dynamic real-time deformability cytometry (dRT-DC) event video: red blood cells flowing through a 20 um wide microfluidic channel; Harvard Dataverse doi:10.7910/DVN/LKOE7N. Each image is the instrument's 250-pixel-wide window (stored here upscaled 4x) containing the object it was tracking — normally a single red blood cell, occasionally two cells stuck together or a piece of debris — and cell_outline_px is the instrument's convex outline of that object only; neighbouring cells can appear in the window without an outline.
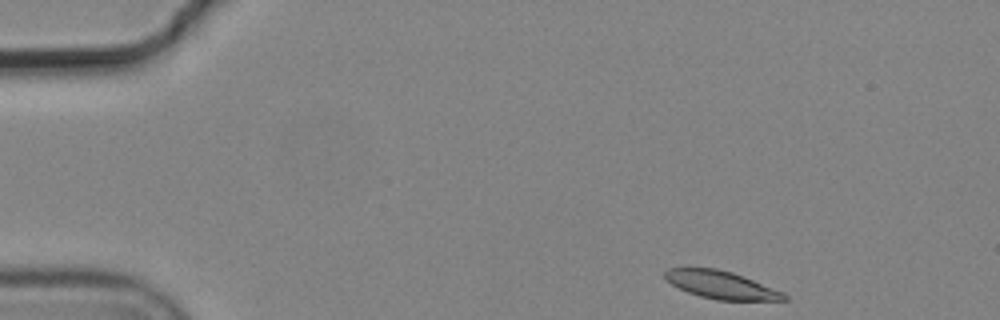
{"species": "common noctule bat (a hibernating species)", "species_latin": "Nyctalus noctula", "temperature_condition": "cold", "stored_images_in_passage": 6, "camera_frame_rate_fps": 3000, "um_per_image_px": 0.085, "animal": {"sex": "male", "body_mass_g": 19.2, "forearm_length_mm": 51.8}, "frame": {"image": 1, "passage_image": 1, "time_ms": 0.0, "image_size_px": [1000, 320], "cell_outline_px": [[788, 300], [716, 300], [700, 296], [688, 292], [672, 284], [664, 276], [664, 272], [668, 268], [716, 268], [732, 272], [744, 276], [784, 292], [788, 296]], "centroid_in_image_um": [61.33, 24.21], "position_along_channel_um": 23.7, "area_um2": 19.19}}
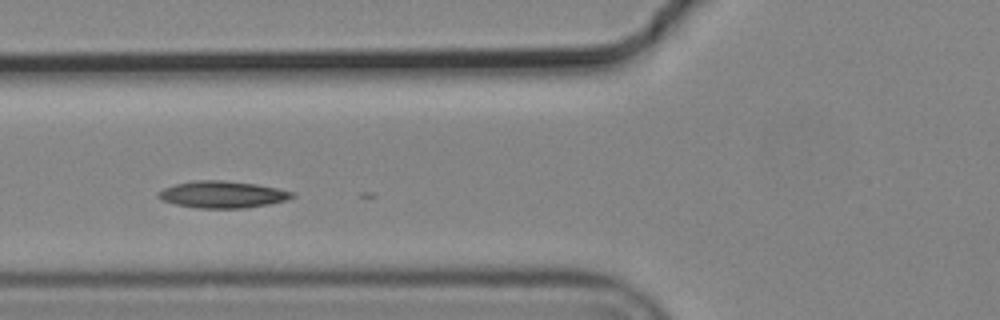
{"frame": {"image": 2, "passage_image": 5, "time_ms": 1.333, "image_size_px": [1000, 320], "cell_outline_px": [[296, 196], [288, 200], [268, 204], [244, 208], [196, 208], [176, 204], [160, 200], [156, 196], [164, 188], [176, 184], [192, 180], [224, 180], [256, 184], [296, 192]], "centroid_in_image_um": [18.93, 16.53], "position_along_channel_um": 106.9, "area_um2": 21.04}}
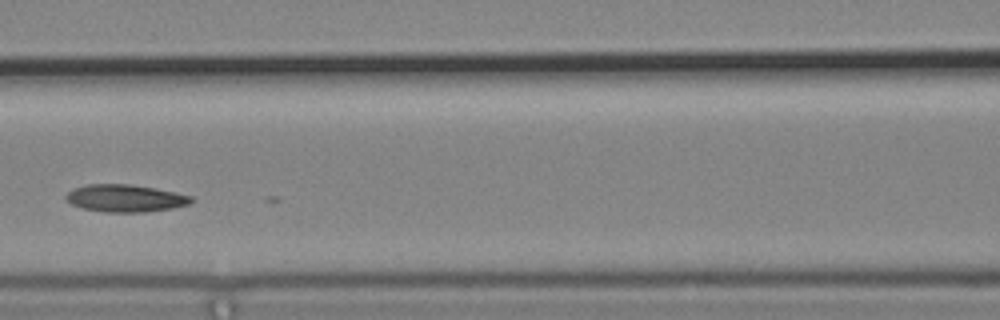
{"frame": {"image": 3, "passage_image": 6, "time_ms": 1.667, "image_size_px": [1000, 320], "cell_outline_px": [[192, 200], [188, 204], [172, 208], [144, 212], [104, 212], [80, 208], [72, 204], [64, 196], [68, 192], [76, 188], [88, 184], [132, 184], [156, 188], [176, 192], [192, 196]], "centroid_in_image_um": [10.65, 16.85], "position_along_channel_um": 156.0, "area_um2": 19.94}}